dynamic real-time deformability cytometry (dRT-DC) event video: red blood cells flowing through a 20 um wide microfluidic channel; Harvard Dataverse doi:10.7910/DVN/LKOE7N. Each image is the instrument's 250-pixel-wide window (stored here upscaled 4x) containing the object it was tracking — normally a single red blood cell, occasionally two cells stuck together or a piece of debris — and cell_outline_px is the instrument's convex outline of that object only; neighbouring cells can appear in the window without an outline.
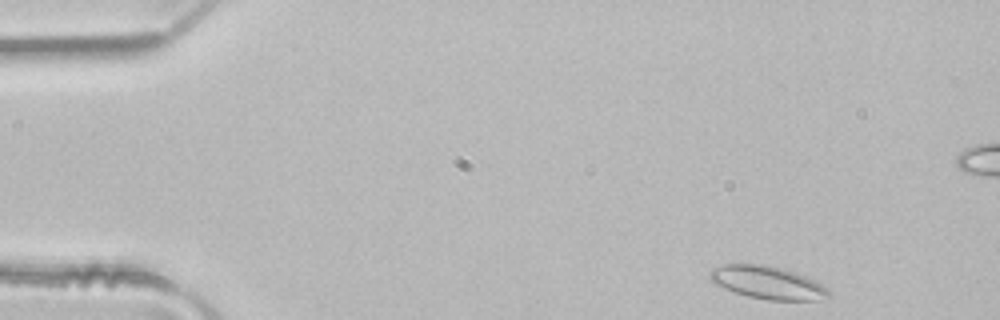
{"species": "common noctule bat (a hibernating species)", "species_latin": "Nyctalus noctula", "temperature_condition": "room temperature", "stored_images_in_passage": 46, "camera_frame_rate_fps": 3000, "um_per_image_px": 0.085, "animal": {"sex": "male", "body_mass_g": 21.5, "forearm_length_mm": 52.0}, "frame": {"image": 1, "passage_image": 1, "time_ms": 0.0, "image_size_px": [1000, 320], "cell_outline_px": [[828, 296], [816, 300], [768, 300], [748, 296], [724, 288], [716, 284], [708, 276], [708, 272], [712, 268], [724, 264], [760, 264], [780, 268], [804, 276], [828, 288]], "centroid_in_image_um": [65.18, 24.01], "position_along_channel_um": 19.8, "area_um2": 22.25}}
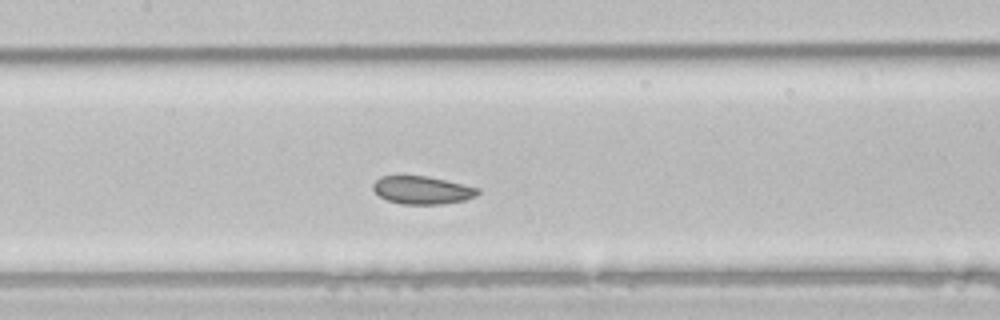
{"frame": {"image": 2, "passage_image": 19, "time_ms": 6.0, "image_size_px": [1000, 320], "cell_outline_px": [[480, 192], [476, 196], [464, 200], [440, 204], [400, 204], [388, 200], [380, 196], [372, 188], [372, 184], [380, 176], [428, 176], [480, 188]], "centroid_in_image_um": [35.89, 16.16], "position_along_channel_um": 171.5, "area_um2": 16.99}}
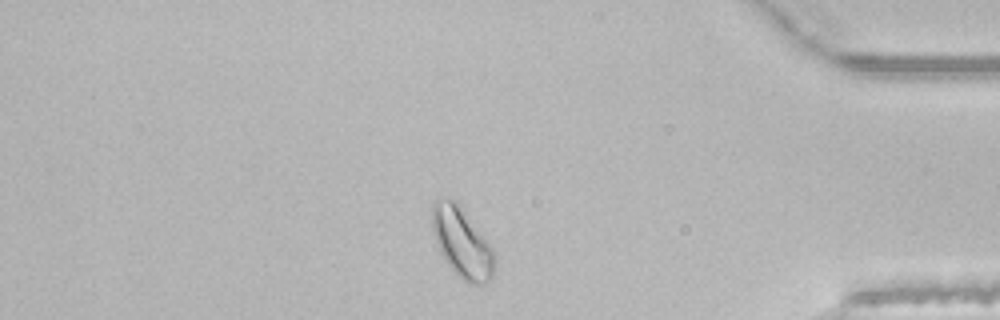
{"frame": {"image": 3, "passage_image": 38, "time_ms": 12.333, "image_size_px": [1000, 320], "cell_outline_px": [[496, 260], [492, 276], [488, 280], [480, 284], [468, 284], [448, 264], [440, 252], [432, 228], [432, 200], [456, 200], [492, 248]], "centroid_in_image_um": [39.26, 20.62], "position_along_channel_um": 395.9, "area_um2": 24.8}}